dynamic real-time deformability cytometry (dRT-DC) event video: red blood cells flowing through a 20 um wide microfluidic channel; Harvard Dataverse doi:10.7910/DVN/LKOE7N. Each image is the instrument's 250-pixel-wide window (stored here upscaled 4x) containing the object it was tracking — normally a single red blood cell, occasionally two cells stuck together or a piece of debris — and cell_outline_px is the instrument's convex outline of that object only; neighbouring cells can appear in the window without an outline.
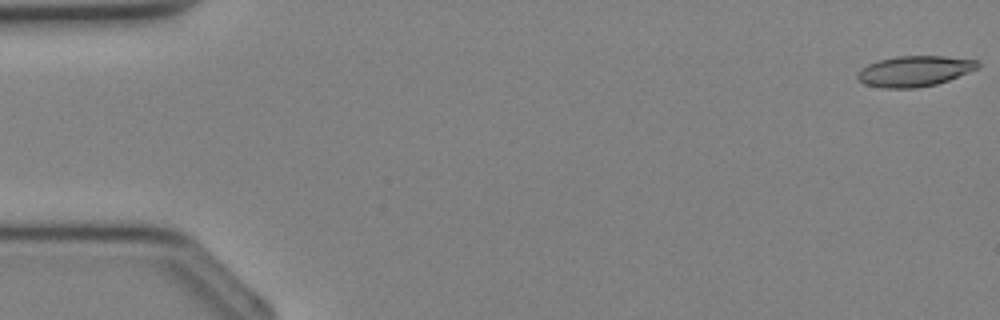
{"species": "Egyptian fruit bat (a non-hibernating species)", "species_latin": "Rousettus aegyptiacus", "temperature_condition": "cold", "stored_images_in_passage": 35, "camera_frame_rate_fps": 3000, "um_per_image_px": 0.085, "animal": {"sex": "female"}, "frame": {"image": 1, "passage_image": 1, "time_ms": 0.0, "image_size_px": [1000, 320], "cell_outline_px": [[980, 68], [948, 80], [936, 84], [916, 88], [884, 88], [864, 84], [856, 76], [860, 68], [868, 64], [880, 60], [896, 56], [944, 56], [976, 60], [980, 64]], "centroid_in_image_um": [77.74, 6.04], "position_along_channel_um": 7.3, "area_um2": 21.44}}
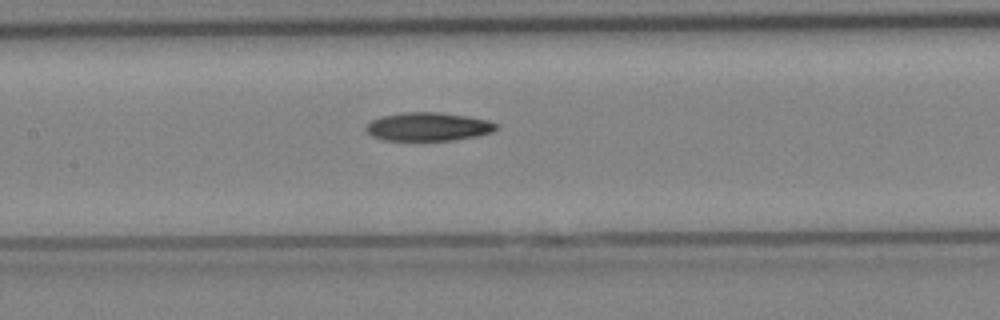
{"frame": {"image": 2, "passage_image": 17, "time_ms": 5.333, "image_size_px": [1000, 320], "cell_outline_px": [[500, 128], [492, 132], [476, 136], [452, 140], [384, 140], [372, 136], [364, 128], [372, 120], [380, 116], [404, 112], [436, 112], [464, 116], [488, 120], [496, 124]], "centroid_in_image_um": [36.38, 10.77], "position_along_channel_um": 171.0, "area_um2": 21.44}}
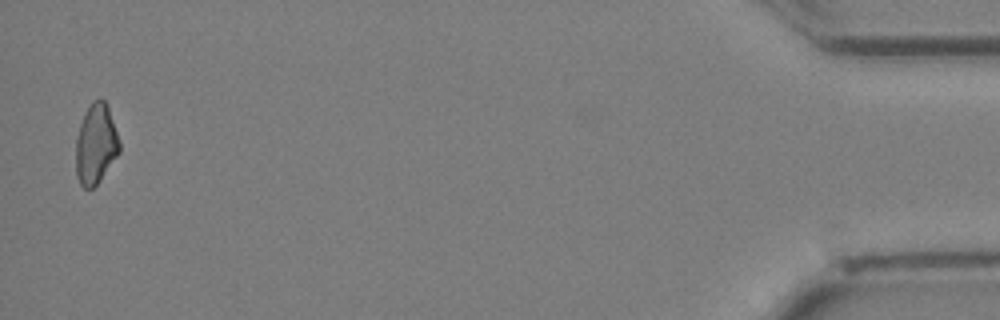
{"frame": {"image": 3, "passage_image": 35, "time_ms": 11.333, "image_size_px": [1000, 320], "cell_outline_px": [[120, 152], [100, 180], [92, 188], [84, 188], [80, 184], [76, 176], [76, 136], [84, 112], [92, 100], [100, 96], [104, 100], [108, 108], [120, 140]], "centroid_in_image_um": [8.14, 12.22], "position_along_channel_um": 427.1, "area_um2": 20.52}}